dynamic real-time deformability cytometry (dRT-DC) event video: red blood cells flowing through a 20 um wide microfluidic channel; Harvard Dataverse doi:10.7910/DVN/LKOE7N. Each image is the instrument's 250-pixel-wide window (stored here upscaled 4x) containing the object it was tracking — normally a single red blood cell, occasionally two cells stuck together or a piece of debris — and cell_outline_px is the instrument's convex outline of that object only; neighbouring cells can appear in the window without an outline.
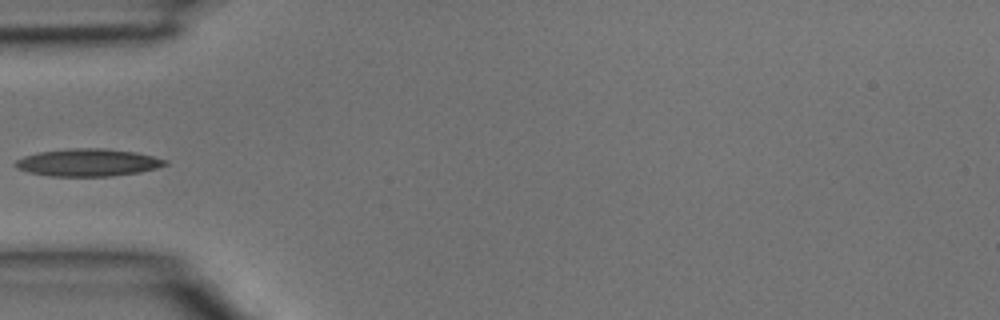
{"species": "common noctule bat (a hibernating species)", "species_latin": "Nyctalus noctula", "temperature_condition": "room temperature", "stored_images_in_passage": 5, "camera_frame_rate_fps": 3000, "um_per_image_px": 0.085, "animal": {"sex": "male", "body_mass_g": 15.6}, "frame": {"image": 1, "passage_image": 5, "time_ms": 1.333, "image_size_px": [1000, 320], "cell_outline_px": [[168, 164], [156, 168], [140, 172], [112, 176], [52, 176], [28, 172], [16, 168], [12, 164], [16, 160], [24, 156], [40, 152], [68, 148], [104, 148], [136, 152], [168, 160]], "centroid_in_image_um": [7.47, 13.81], "position_along_channel_um": 77.5, "area_um2": 24.04}}